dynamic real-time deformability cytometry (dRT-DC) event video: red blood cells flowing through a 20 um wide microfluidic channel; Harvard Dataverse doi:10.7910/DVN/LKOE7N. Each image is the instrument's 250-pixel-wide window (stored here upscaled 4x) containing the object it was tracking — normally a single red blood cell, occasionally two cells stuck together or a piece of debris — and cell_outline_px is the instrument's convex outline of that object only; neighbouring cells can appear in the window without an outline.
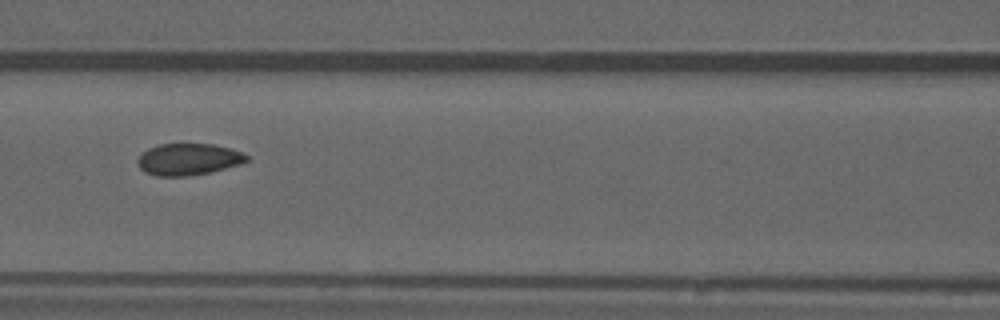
{"species": "common noctule bat (a hibernating species)", "species_latin": "Nyctalus noctula", "temperature_condition": "warm", "stored_images_in_passage": 54, "camera_frame_rate_fps": 3000, "um_per_image_px": 0.085, "animal": {"sex": "male", "forearm_length_mm": 52.5}, "frame": {"image": 1, "passage_image": 24, "time_ms": 7.667, "image_size_px": [1000, 320], "cell_outline_px": [[248, 160], [240, 164], [208, 172], [188, 176], [156, 176], [144, 172], [140, 168], [136, 160], [148, 148], [160, 144], [212, 144], [228, 148], [240, 152], [248, 156]], "centroid_in_image_um": [15.97, 13.54], "position_along_channel_um": 150.6, "area_um2": 19.88}, "authors_computed_cell_mechanics": {"area_um2": 20.6635, "velocity_mm_per_s": 3.8625, "shape_relaxation_time_tau1_ms": null, "shape_relaxation_time_tau2_ms": 0.6612, "deformation_change_tau1": null, "deformation_change_tau2": 0.0421}}